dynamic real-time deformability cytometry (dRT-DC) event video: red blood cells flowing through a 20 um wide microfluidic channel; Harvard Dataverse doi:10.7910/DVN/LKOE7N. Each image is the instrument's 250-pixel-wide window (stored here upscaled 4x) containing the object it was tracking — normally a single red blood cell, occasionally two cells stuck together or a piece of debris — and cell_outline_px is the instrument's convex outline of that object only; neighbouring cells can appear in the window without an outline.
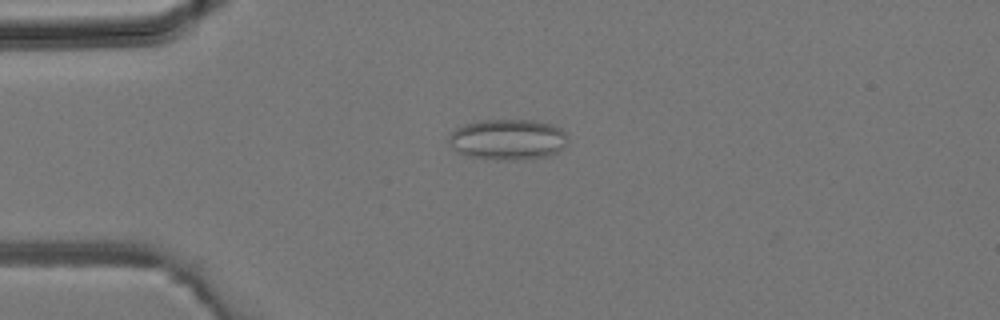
{"species": "common noctule bat (a hibernating species)", "species_latin": "Nyctalus noctula", "temperature_condition": "room temperature", "stored_images_in_passage": 1, "camera_frame_rate_fps": 3000, "um_per_image_px": 0.085, "animal": {"sex": "male", "body_mass_g": 19.2, "forearm_length_mm": 51.8}, "frame": {"image": 1, "passage_image": 1, "time_ms": 0.0, "image_size_px": [1000, 320], "cell_outline_px": [[568, 144], [560, 152], [548, 156], [524, 160], [500, 160], [472, 156], [460, 152], [448, 144], [448, 136], [456, 128], [480, 120], [536, 120], [552, 124], [560, 128], [568, 136]], "centroid_in_image_um": [43.24, 11.86], "position_along_channel_um": 41.8, "area_um2": 28.5}}